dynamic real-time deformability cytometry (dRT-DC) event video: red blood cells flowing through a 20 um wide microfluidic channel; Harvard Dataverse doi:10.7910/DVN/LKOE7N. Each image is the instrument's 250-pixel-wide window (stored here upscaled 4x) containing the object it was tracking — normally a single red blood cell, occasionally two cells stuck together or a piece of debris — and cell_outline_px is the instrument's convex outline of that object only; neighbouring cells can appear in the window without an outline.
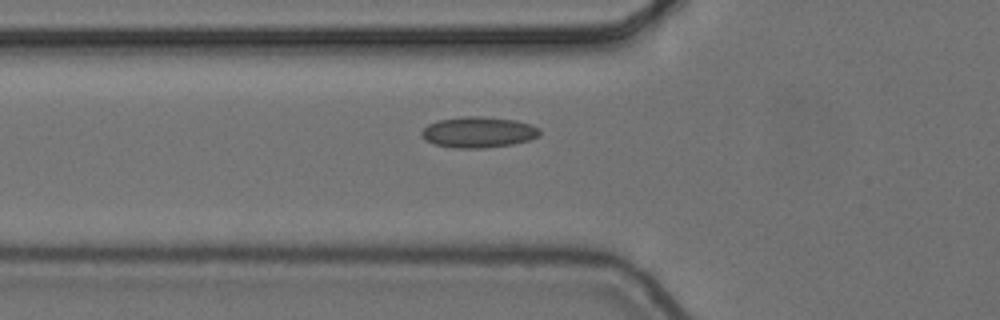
{"species": "common noctule bat (a hibernating species)", "species_latin": "Nyctalus noctula", "temperature_condition": "cold", "stored_images_in_passage": 3, "camera_frame_rate_fps": 3000, "um_per_image_px": 0.085, "animal": {"sex": "female", "body_mass_g": 24.6, "forearm_length_mm": 56.2}, "frame": {"image": 1, "passage_image": 3, "time_ms": 0.667, "image_size_px": [1000, 320], "cell_outline_px": [[540, 136], [528, 140], [512, 144], [484, 148], [456, 148], [432, 144], [424, 140], [420, 132], [428, 124], [440, 120], [464, 116], [480, 116], [516, 120], [540, 128]], "centroid_in_image_um": [40.64, 11.24], "position_along_channel_um": 85.2, "area_um2": 21.27}}